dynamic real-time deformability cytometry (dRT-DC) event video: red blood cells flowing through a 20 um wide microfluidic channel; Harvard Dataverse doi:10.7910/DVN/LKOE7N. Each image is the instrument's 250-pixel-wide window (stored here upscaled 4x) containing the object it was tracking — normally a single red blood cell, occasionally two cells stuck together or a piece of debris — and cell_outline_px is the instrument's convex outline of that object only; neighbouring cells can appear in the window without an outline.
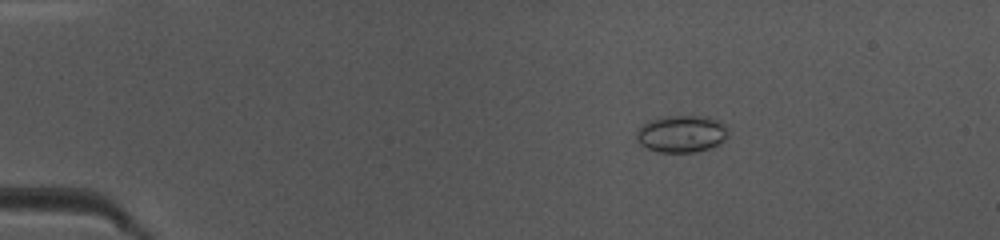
{"species": "common noctule bat (a hibernating species)", "species_latin": "Nyctalus noctula", "temperature_condition": "warm", "stored_images_in_passage": 49, "camera_frame_rate_fps": 3000, "um_per_image_px": 0.085, "animal": {"sex": "female", "body_mass_g": 10.0, "forearm_length_mm": 53.1}, "frame": {"image": 1, "passage_image": 9, "time_ms": 2.667, "image_size_px": [1000, 240], "cell_outline_px": [[728, 136], [720, 144], [696, 152], [656, 152], [640, 144], [636, 140], [636, 132], [648, 120], [668, 116], [704, 116], [716, 120], [724, 124], [728, 132]], "centroid_in_image_um": [57.92, 11.38], "position_along_channel_um": 27.1, "area_um2": 19.77}}
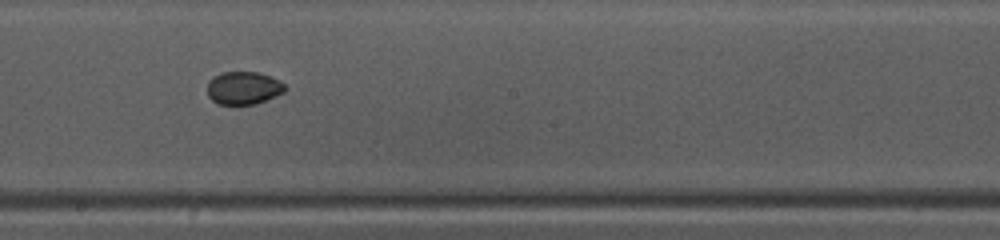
{"frame": {"image": 2, "passage_image": 28, "time_ms": 9.0, "image_size_px": [1000, 240], "cell_outline_px": [[288, 88], [284, 92], [276, 96], [256, 104], [220, 104], [212, 100], [208, 96], [208, 80], [220, 72], [256, 72], [280, 80]], "centroid_in_image_um": [20.71, 7.47], "position_along_channel_um": 227.5, "area_um2": 14.91}}
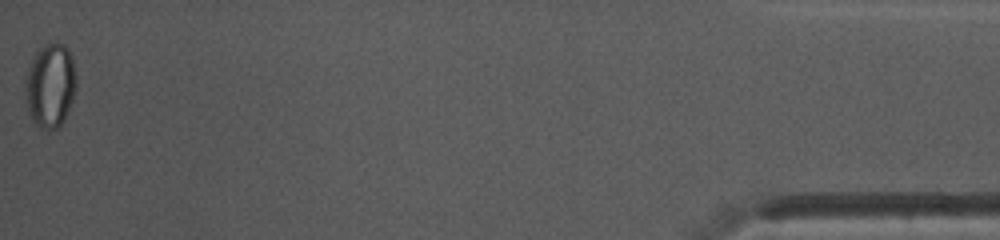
{"frame": {"image": 3, "passage_image": 49, "time_ms": 16.0, "image_size_px": [1000, 240], "cell_outline_px": [[76, 88], [72, 100], [64, 120], [56, 128], [40, 128], [32, 120], [28, 108], [24, 88], [24, 84], [28, 68], [36, 52], [40, 48], [48, 44], [64, 44], [68, 48], [72, 56], [76, 76]], "centroid_in_image_um": [4.28, 7.25], "position_along_channel_um": 430.9, "area_um2": 24.74}, "authors_computed_cell_mechanics": {"area_um2": 16.473, "velocity_mm_per_s": 4.1402, "shape_relaxation_time_tau1_ms": 7.6195, "shape_relaxation_time_tau2_ms": 2.0642, "deformation_change_tau1": 0.0956, "deformation_change_tau2": 0.0277}}